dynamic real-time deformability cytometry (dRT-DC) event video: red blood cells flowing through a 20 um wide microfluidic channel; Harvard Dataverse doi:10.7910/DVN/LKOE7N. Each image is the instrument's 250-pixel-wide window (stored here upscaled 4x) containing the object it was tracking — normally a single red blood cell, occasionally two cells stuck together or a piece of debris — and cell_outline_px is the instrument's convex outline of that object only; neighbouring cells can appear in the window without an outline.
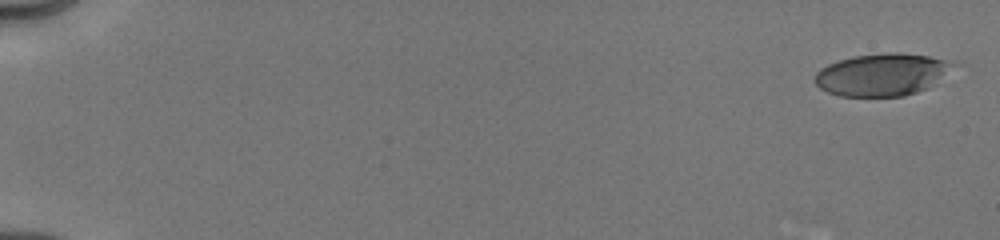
{"species": "human", "species_latin": "Homo sapiens", "temperature_condition": "cold", "stored_images_in_passage": 11, "camera_frame_rate_fps": 3000, "um_per_image_px": 0.085, "donor": {"sex": "male"}, "frame": {"image": 1, "passage_image": 1, "time_ms": 0.0, "image_size_px": [1000, 240], "cell_outline_px": [[960, 64], [928, 88], [904, 96], [840, 96], [828, 92], [820, 88], [816, 84], [816, 72], [820, 68], [828, 64], [852, 56], [888, 52], [900, 52], [928, 56]], "centroid_in_image_um": [75.0, 6.33], "position_along_channel_um": 10.0, "area_um2": 34.16}}
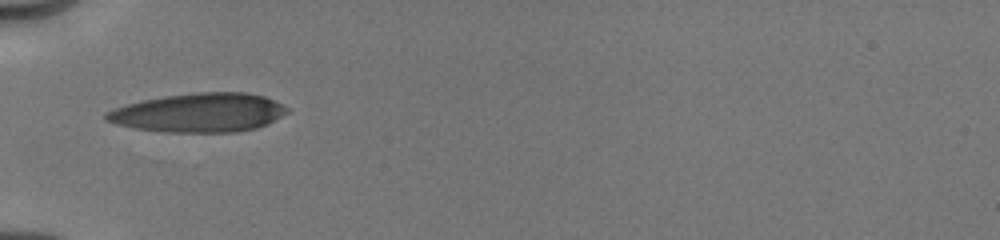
{"frame": {"image": 2, "passage_image": 10, "time_ms": 6.0, "image_size_px": [1000, 240], "cell_outline_px": [[288, 112], [268, 124], [256, 128], [236, 132], [164, 132], [132, 128], [116, 124], [104, 120], [104, 112], [140, 100], [164, 96], [196, 92], [248, 92], [264, 96], [288, 108]], "centroid_in_image_um": [16.89, 9.58], "position_along_channel_um": 68.1, "area_um2": 41.21}}